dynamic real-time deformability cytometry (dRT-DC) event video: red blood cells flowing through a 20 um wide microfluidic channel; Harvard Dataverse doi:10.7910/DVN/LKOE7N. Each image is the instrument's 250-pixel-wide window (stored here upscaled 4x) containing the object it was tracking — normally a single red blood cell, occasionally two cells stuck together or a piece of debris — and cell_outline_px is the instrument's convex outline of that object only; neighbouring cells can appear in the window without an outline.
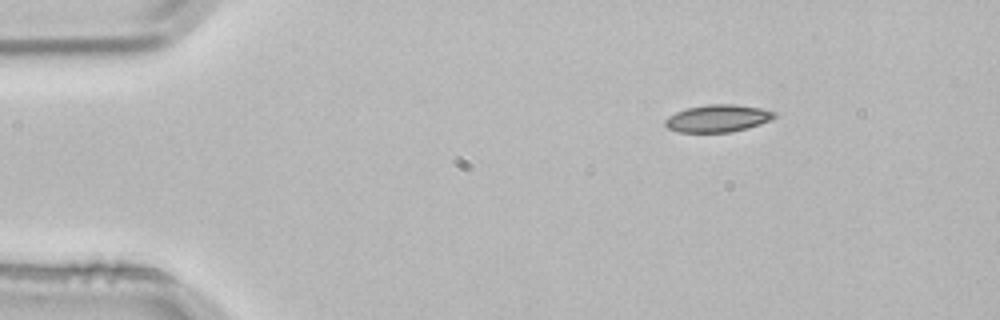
{"species": "common noctule bat (a hibernating species)", "species_latin": "Nyctalus noctula", "temperature_condition": "room temperature", "stored_images_in_passage": 46, "camera_frame_rate_fps": 3000, "um_per_image_px": 0.085, "animal": {"sex": "male", "body_mass_g": 21.5, "forearm_length_mm": 52.0}, "frame": {"image": 1, "passage_image": 1, "time_ms": 0.0, "image_size_px": [1000, 320], "cell_outline_px": [[776, 116], [772, 120], [760, 124], [728, 132], [676, 132], [668, 128], [664, 124], [664, 120], [668, 116], [676, 112], [688, 108], [708, 104], [732, 104], [760, 108], [776, 112]], "centroid_in_image_um": [60.99, 10.06], "position_along_channel_um": 24.0, "area_um2": 17.28}}
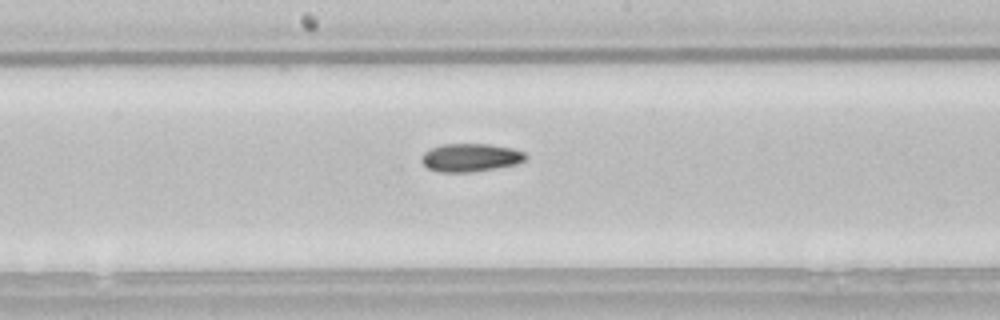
{"frame": {"image": 2, "passage_image": 21, "time_ms": 6.667, "image_size_px": [1000, 320], "cell_outline_px": [[528, 156], [524, 160], [516, 164], [468, 172], [440, 172], [428, 168], [420, 160], [420, 156], [424, 152], [440, 144], [488, 144], [512, 148], [524, 152]], "centroid_in_image_um": [39.96, 13.38], "position_along_channel_um": 208.2, "area_um2": 16.94}}
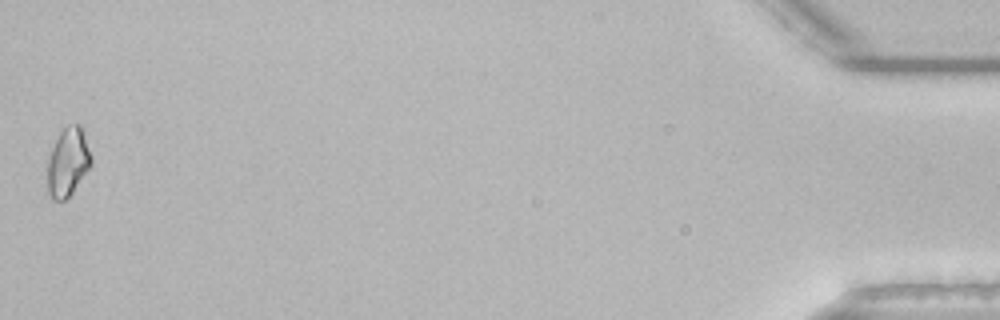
{"frame": {"image": 3, "passage_image": 46, "time_ms": 15.0, "image_size_px": [1000, 320], "cell_outline_px": [[92, 164], [72, 192], [64, 200], [52, 200], [48, 192], [48, 160], [52, 148], [60, 132], [68, 124], [80, 124], [84, 128], [92, 156]], "centroid_in_image_um": [5.8, 13.73], "position_along_channel_um": 429.4, "area_um2": 17.51}, "authors_computed_cell_mechanics": {"area_um2": 16.7909, "velocity_mm_per_s": 3.8429, "shape_relaxation_time_tau1_ms": null, "shape_relaxation_time_tau2_ms": 9.3633, "deformation_change_tau1": null, "deformation_change_tau2": 0.1366}}